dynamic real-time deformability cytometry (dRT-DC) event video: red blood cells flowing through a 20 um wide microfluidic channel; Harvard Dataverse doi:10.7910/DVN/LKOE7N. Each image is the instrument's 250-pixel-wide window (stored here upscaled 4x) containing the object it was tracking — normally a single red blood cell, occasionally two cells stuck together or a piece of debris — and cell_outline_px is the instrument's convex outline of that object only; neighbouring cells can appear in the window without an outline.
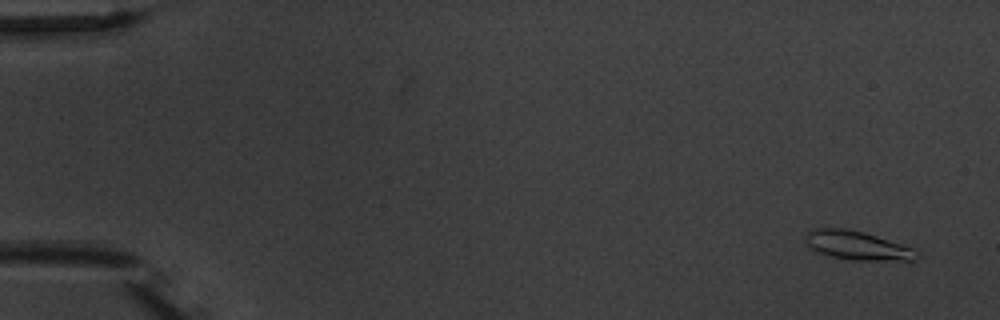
{"species": "common noctule bat (a hibernating species)", "species_latin": "Nyctalus noctula", "temperature_condition": "warm", "stored_images_in_passage": 5, "camera_frame_rate_fps": 3000, "um_per_image_px": 0.085, "animal": {"sex": "male", "body_mass_g": 20.1, "forearm_length_mm": 53.5}, "frame": {"image": 1, "passage_image": 1, "time_ms": 0.0, "image_size_px": [1000, 320], "cell_outline_px": [[924, 256], [916, 260], [852, 260], [832, 256], [808, 248], [804, 240], [804, 236], [812, 228], [844, 228], [864, 232], [916, 248]], "centroid_in_image_um": [72.93, 20.87], "position_along_channel_um": 12.1, "area_um2": 19.07}}